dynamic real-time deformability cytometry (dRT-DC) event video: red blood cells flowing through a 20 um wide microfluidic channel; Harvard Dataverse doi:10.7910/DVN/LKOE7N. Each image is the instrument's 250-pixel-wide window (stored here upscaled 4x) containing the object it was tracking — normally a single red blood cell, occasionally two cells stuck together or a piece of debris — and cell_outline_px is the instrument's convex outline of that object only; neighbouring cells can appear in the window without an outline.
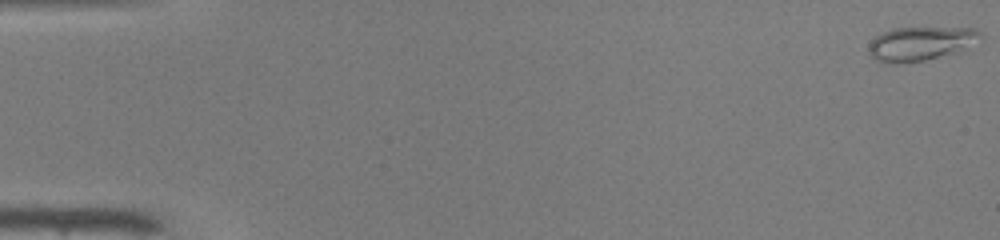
{"species": "common noctule bat (a hibernating species)", "species_latin": "Nyctalus noctula", "temperature_condition": "warm", "stored_images_in_passage": 51, "camera_frame_rate_fps": 3000, "um_per_image_px": 0.085, "animal": {"sex": "male", "body_mass_g": 19.0, "forearm_length_mm": 50.8}, "frame": {"image": 1, "passage_image": 1, "time_ms": 0.0, "image_size_px": [1000, 240], "cell_outline_px": [[984, 36], [952, 52], [924, 60], [896, 64], [888, 64], [876, 60], [868, 52], [868, 44], [876, 36], [892, 28], [976, 28]], "centroid_in_image_um": [78.14, 3.7], "position_along_channel_um": 6.9, "area_um2": 21.5}}
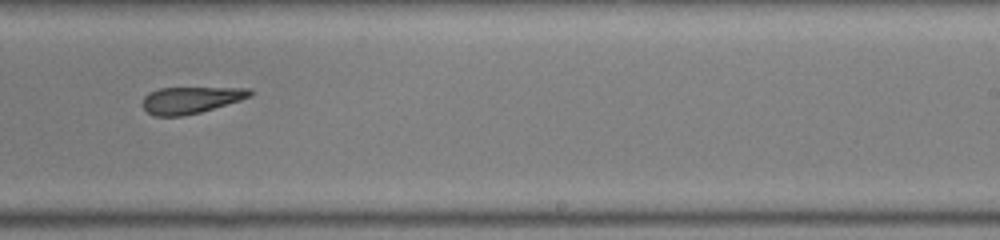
{"frame": {"image": 2, "passage_image": 33, "time_ms": 10.667, "image_size_px": [1000, 240], "cell_outline_px": [[252, 96], [240, 100], [200, 112], [180, 116], [156, 116], [148, 112], [144, 108], [144, 96], [148, 92], [160, 88], [252, 88]], "centroid_in_image_um": [16.22, 8.49], "position_along_channel_um": 272.8, "area_um2": 16.47}}
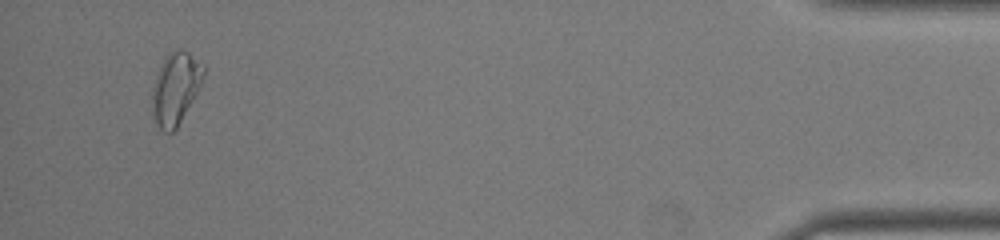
{"frame": {"image": 3, "passage_image": 49, "time_ms": 16.0, "image_size_px": [1000, 240], "cell_outline_px": [[208, 64], [204, 76], [192, 100], [176, 128], [172, 132], [164, 132], [156, 124], [152, 108], [152, 88], [160, 64], [168, 52], [188, 52]], "centroid_in_image_um": [14.94, 7.47], "position_along_channel_um": 420.3, "area_um2": 21.33}, "authors_computed_cell_mechanics": {"area_um2": 18.3804, "velocity_mm_per_s": 4.0598, "shape_relaxation_time_tau1_ms": 4.1277, "shape_relaxation_time_tau2_ms": null, "deformation_change_tau1": 0.1108, "deformation_change_tau2": null}}